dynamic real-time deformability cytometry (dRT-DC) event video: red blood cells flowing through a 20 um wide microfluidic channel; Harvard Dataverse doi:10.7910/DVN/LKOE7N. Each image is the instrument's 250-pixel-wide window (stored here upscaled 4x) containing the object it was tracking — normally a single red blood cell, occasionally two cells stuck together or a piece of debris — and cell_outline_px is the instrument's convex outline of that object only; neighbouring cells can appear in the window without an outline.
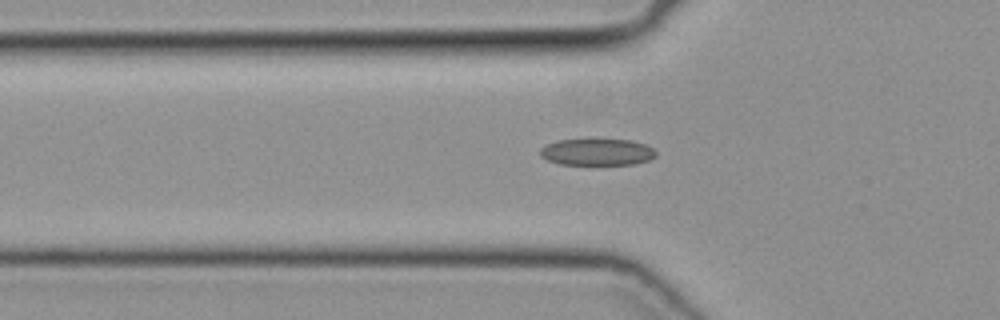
{"species": "common noctule bat (a hibernating species)", "species_latin": "Nyctalus noctula", "temperature_condition": "cold", "stored_images_in_passage": 46, "camera_frame_rate_fps": 3000, "um_per_image_px": 0.085, "animal": {"sex": "female", "body_mass_g": 19.3, "forearm_length_mm": 54.1}, "frame": {"image": 1, "passage_image": 17, "time_ms": 5.333, "image_size_px": [1000, 320], "cell_outline_px": [[656, 156], [648, 160], [632, 164], [560, 164], [548, 160], [540, 156], [540, 148], [548, 144], [560, 140], [588, 136], [592, 136], [632, 140], [644, 144], [652, 148], [656, 152]], "centroid_in_image_um": [50.73, 12.86], "position_along_channel_um": 75.1, "area_um2": 18.79}}
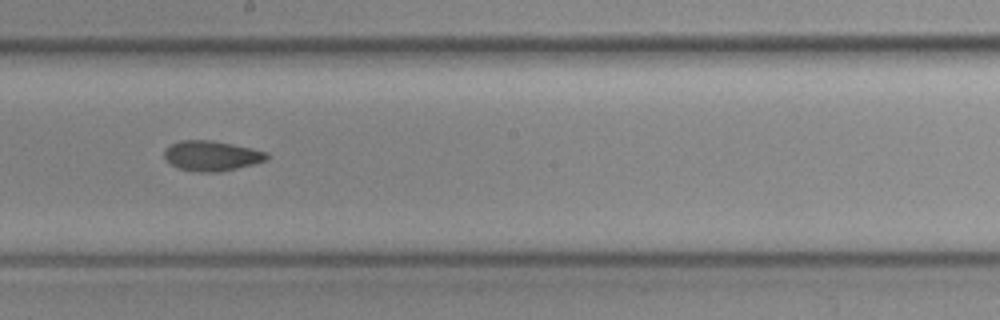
{"frame": {"image": 2, "passage_image": 28, "time_ms": 9.0, "image_size_px": [1000, 320], "cell_outline_px": [[268, 160], [220, 172], [196, 172], [176, 168], [164, 156], [164, 152], [172, 144], [180, 140], [212, 140], [232, 144], [268, 152]], "centroid_in_image_um": [17.99, 13.25], "position_along_channel_um": 230.2, "area_um2": 17.86}}
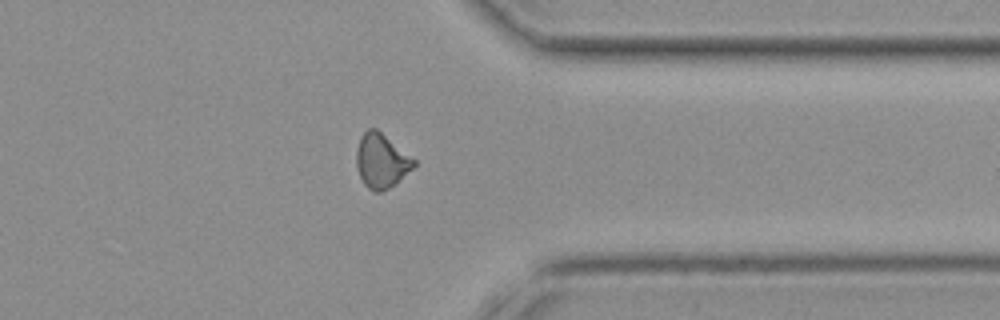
{"frame": {"image": 3, "passage_image": 39, "time_ms": 12.667, "image_size_px": [1000, 320], "cell_outline_px": [[416, 164], [412, 168], [388, 188], [380, 192], [372, 192], [364, 184], [356, 168], [356, 148], [360, 136], [368, 128], [376, 128], [416, 160]], "centroid_in_image_um": [32.37, 13.65], "position_along_channel_um": 379.0, "area_um2": 18.03}}